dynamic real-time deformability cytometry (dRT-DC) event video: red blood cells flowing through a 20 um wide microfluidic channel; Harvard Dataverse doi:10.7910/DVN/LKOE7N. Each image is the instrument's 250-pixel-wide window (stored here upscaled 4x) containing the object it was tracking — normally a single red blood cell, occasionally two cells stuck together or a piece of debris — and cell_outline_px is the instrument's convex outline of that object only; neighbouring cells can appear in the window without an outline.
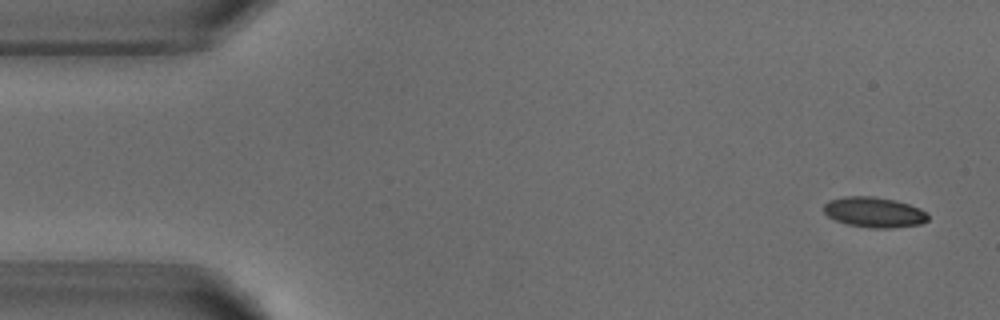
{"species": "common noctule bat (a hibernating species)", "species_latin": "Nyctalus noctula", "temperature_condition": "warm", "stored_images_in_passage": 4, "camera_frame_rate_fps": 3000, "um_per_image_px": 0.085, "animal": {"sex": "male", "body_mass_g": 18.8}, "frame": {"image": 1, "passage_image": 1, "time_ms": 0.0, "image_size_px": [1000, 320], "cell_outline_px": [[928, 220], [920, 224], [888, 228], [868, 228], [848, 224], [836, 220], [828, 216], [824, 212], [824, 204], [828, 200], [844, 196], [872, 196], [896, 200], [920, 208], [928, 212]], "centroid_in_image_um": [74.3, 18.03], "position_along_channel_um": 10.7, "area_um2": 18.5}}
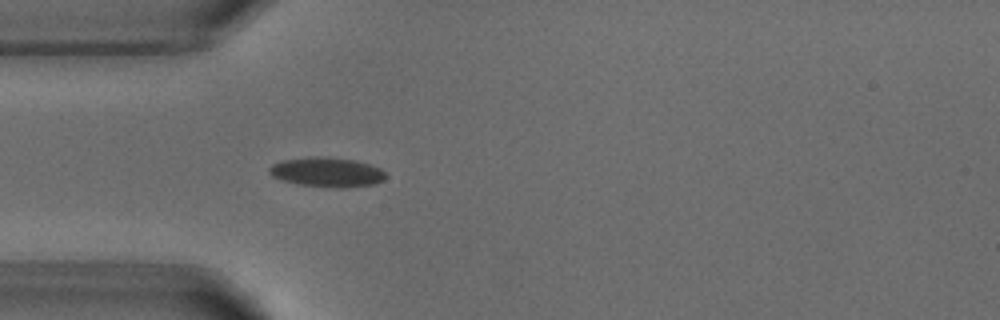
{"frame": {"image": 2, "passage_image": 4, "time_ms": 4.0, "image_size_px": [1000, 320], "cell_outline_px": [[384, 180], [376, 184], [348, 188], [328, 188], [296, 184], [272, 176], [268, 172], [268, 168], [272, 164], [280, 160], [316, 156], [356, 160], [380, 168], [384, 172]], "centroid_in_image_um": [27.77, 14.65], "position_along_channel_um": 57.2, "area_um2": 20.29}}